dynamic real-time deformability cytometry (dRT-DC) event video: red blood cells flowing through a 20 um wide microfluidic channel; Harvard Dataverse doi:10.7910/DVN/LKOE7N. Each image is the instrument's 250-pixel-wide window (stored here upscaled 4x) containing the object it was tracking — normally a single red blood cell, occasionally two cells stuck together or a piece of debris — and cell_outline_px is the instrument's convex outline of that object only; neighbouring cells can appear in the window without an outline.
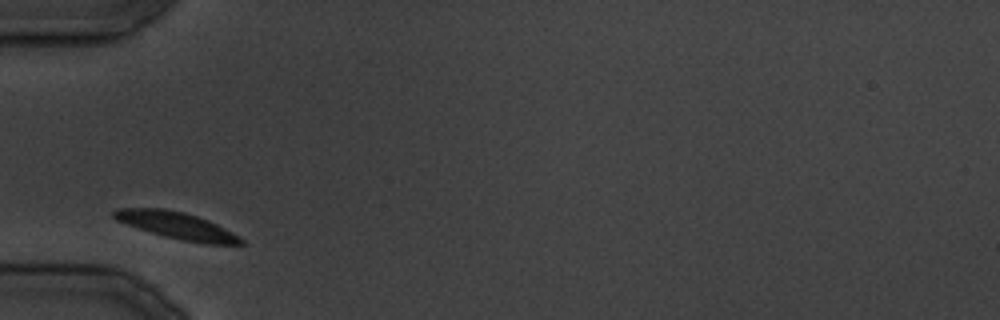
{"species": "common noctule bat (a hibernating species)", "species_latin": "Nyctalus noctula", "temperature_condition": "cold", "stored_images_in_passage": 20, "camera_frame_rate_fps": 3000, "um_per_image_px": 0.085, "animal": {"sex": "male", "body_mass_g": 19.5, "forearm_length_mm": 54.6}, "frame": {"image": 1, "passage_image": 1, "time_ms": 0.0, "image_size_px": [1000, 320], "cell_outline_px": [[244, 244], [204, 244], [180, 240], [164, 236], [116, 220], [112, 216], [112, 212], [116, 208], [164, 208], [184, 212], [208, 220], [240, 236], [244, 240]], "centroid_in_image_um": [15.05, 19.17], "position_along_channel_um": 70.0, "area_um2": 19.77}}
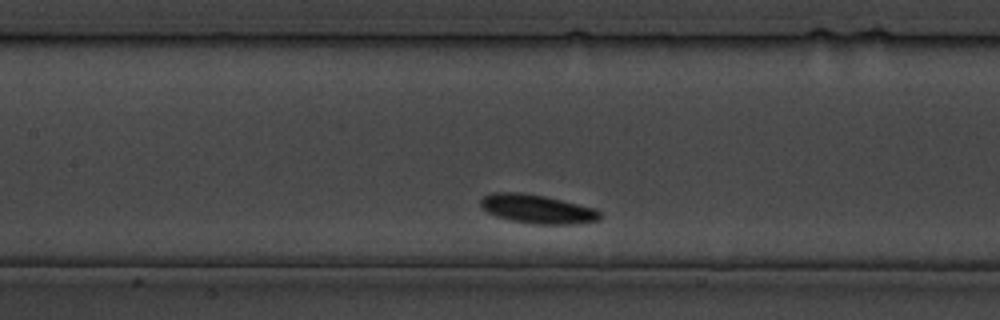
{"frame": {"image": 2, "passage_image": 7, "time_ms": 6.667, "image_size_px": [1000, 320], "cell_outline_px": [[600, 220], [576, 224], [532, 224], [512, 220], [496, 216], [488, 212], [480, 204], [480, 200], [484, 196], [492, 192], [520, 192], [544, 196], [596, 208], [600, 212]], "centroid_in_image_um": [45.68, 17.76], "position_along_channel_um": 161.7, "area_um2": 20.0}}
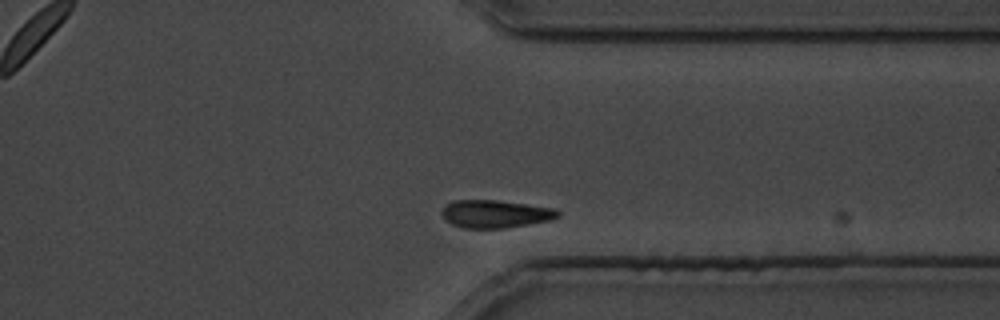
{"frame": {"image": 3, "passage_image": 19, "time_ms": 21.333, "image_size_px": [1000, 320], "cell_outline_px": [[560, 216], [552, 220], [504, 228], [464, 228], [452, 224], [444, 220], [440, 212], [452, 200], [496, 200], [556, 208], [560, 212]], "centroid_in_image_um": [42.11, 18.18], "position_along_channel_um": 369.3, "area_um2": 18.9}}